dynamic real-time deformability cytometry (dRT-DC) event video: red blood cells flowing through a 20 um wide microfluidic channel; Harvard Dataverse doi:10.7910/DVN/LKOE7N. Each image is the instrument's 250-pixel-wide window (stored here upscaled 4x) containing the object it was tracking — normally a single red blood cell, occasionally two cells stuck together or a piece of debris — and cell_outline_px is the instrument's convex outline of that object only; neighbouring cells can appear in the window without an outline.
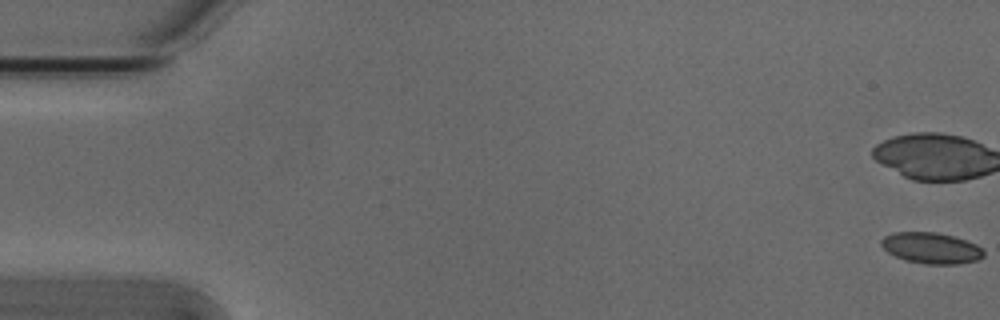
{"species": "Egyptian fruit bat (a non-hibernating species)", "species_latin": "Rousettus aegyptiacus", "temperature_condition": "cold", "stored_images_in_passage": 54, "camera_frame_rate_fps": 3000, "um_per_image_px": 0.085, "animal": {"sex": "male"}, "frame": {"image": 1, "passage_image": 1, "time_ms": 0.0, "image_size_px": [1000, 320], "cell_outline_px": [[984, 256], [980, 260], [956, 264], [924, 264], [904, 260], [888, 252], [880, 244], [880, 240], [884, 236], [892, 232], [936, 232], [968, 240], [976, 244], [984, 252]], "centroid_in_image_um": [79.15, 21.08], "position_along_channel_um": 5.8, "area_um2": 18.67}}